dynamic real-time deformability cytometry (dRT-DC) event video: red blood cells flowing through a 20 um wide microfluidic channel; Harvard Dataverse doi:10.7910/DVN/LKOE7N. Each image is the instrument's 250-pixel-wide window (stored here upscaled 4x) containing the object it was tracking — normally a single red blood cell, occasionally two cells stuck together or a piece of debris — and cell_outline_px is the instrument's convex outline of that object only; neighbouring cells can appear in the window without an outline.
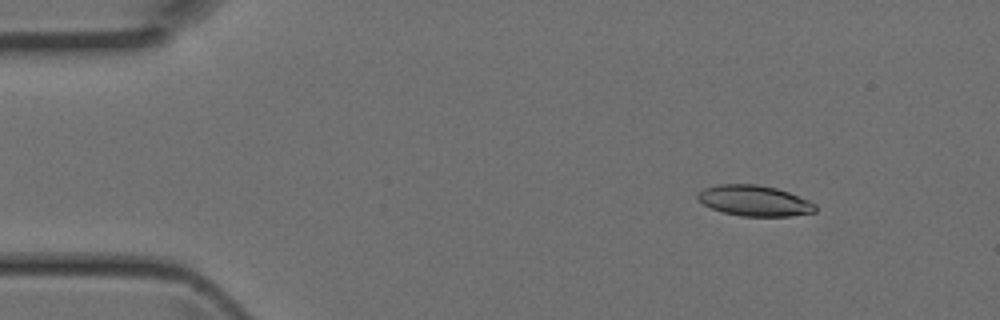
{"species": "Egyptian fruit bat (a non-hibernating species)", "species_latin": "Rousettus aegyptiacus", "temperature_condition": "room temperature", "stored_images_in_passage": 3, "camera_frame_rate_fps": 3000, "um_per_image_px": 0.085, "animal": {"sex": "female"}, "frame": {"image": 1, "passage_image": 2, "time_ms": 0.333, "image_size_px": [1000, 320], "cell_outline_px": [[816, 212], [788, 216], [740, 216], [724, 212], [712, 208], [704, 204], [696, 196], [696, 192], [704, 188], [720, 184], [756, 184], [776, 188], [788, 192], [808, 200], [816, 204]], "centroid_in_image_um": [64.12, 17.05], "position_along_channel_um": 20.9, "area_um2": 20.92}}
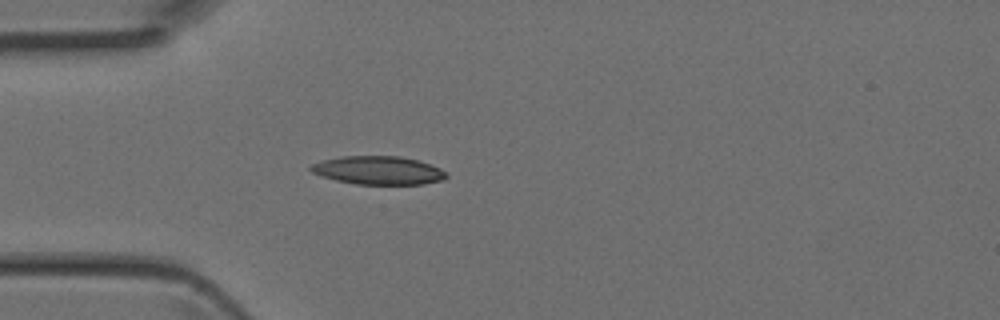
{"frame": {"image": 2, "passage_image": 3, "time_ms": 0.667, "image_size_px": [1000, 320], "cell_outline_px": [[448, 176], [444, 180], [424, 184], [356, 184], [336, 180], [312, 172], [308, 168], [312, 164], [324, 160], [340, 156], [400, 156], [416, 160], [440, 168], [448, 172]], "centroid_in_image_um": [32.19, 14.48], "position_along_channel_um": 52.8, "area_um2": 22.31}}